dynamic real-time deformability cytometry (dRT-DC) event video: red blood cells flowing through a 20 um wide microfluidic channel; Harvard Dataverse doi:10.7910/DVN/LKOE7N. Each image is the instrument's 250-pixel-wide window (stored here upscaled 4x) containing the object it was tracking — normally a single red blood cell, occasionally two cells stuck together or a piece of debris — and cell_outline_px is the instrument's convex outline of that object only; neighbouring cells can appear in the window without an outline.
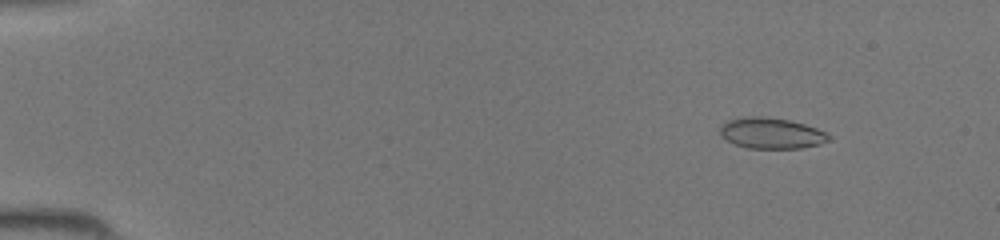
{"species": "common noctule bat (a hibernating species)", "species_latin": "Nyctalus noctula", "temperature_condition": "room temperature", "stored_images_in_passage": 44, "camera_frame_rate_fps": 3000, "um_per_image_px": 0.085, "animal": {"sex": "female", "body_mass_g": 19.5, "forearm_length_mm": 54.1}, "frame": {"image": 1, "passage_image": 4, "time_ms": 1.0, "image_size_px": [1000, 240], "cell_outline_px": [[832, 136], [828, 140], [820, 144], [800, 148], [748, 148], [736, 144], [720, 136], [720, 124], [736, 116], [764, 116], [788, 120], [804, 124], [816, 128]], "centroid_in_image_um": [65.51, 11.3], "position_along_channel_um": 19.5, "area_um2": 19.65}}
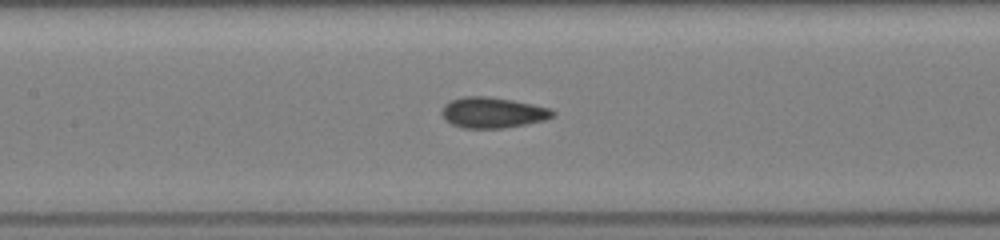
{"frame": {"image": 2, "passage_image": 21, "time_ms": 6.667, "image_size_px": [1000, 240], "cell_outline_px": [[556, 112], [552, 116], [544, 120], [524, 124], [500, 128], [464, 128], [452, 124], [440, 112], [444, 104], [460, 96], [488, 96], [512, 100], [532, 104], [548, 108]], "centroid_in_image_um": [41.85, 9.55], "position_along_channel_um": 165.6, "area_um2": 19.59}}
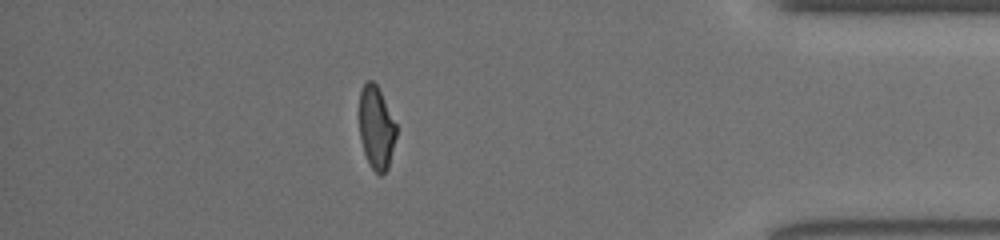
{"frame": {"image": 3, "passage_image": 39, "time_ms": 12.667, "image_size_px": [1000, 240], "cell_outline_px": [[396, 136], [388, 168], [380, 176], [368, 164], [360, 140], [360, 92], [364, 84], [368, 80], [372, 80], [376, 84], [396, 124]], "centroid_in_image_um": [31.98, 10.89], "position_along_channel_um": 403.2, "area_um2": 17.63}}